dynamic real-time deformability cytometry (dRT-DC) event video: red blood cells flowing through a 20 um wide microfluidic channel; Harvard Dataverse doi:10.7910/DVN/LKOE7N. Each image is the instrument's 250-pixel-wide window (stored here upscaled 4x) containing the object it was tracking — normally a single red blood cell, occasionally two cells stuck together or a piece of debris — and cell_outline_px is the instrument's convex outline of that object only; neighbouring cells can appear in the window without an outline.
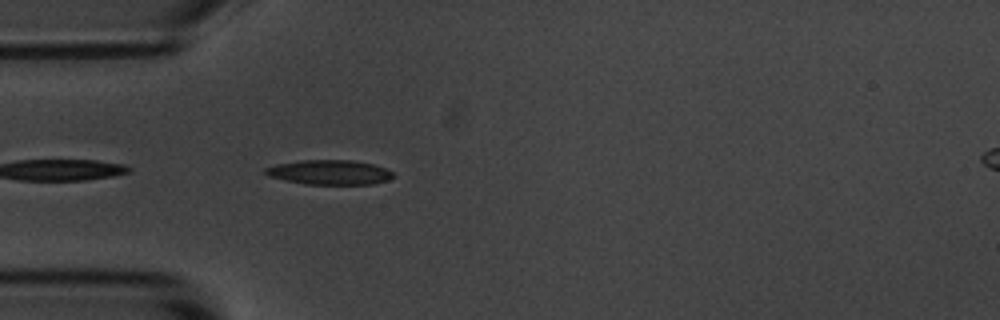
{"species": "common noctule bat (a hibernating species)", "species_latin": "Nyctalus noctula", "temperature_condition": "room temperature", "stored_images_in_passage": 2, "camera_frame_rate_fps": 3000, "um_per_image_px": 0.085, "animal": {"sex": "male", "body_mass_g": 20.1, "forearm_length_mm": 53.5}, "frame": {"image": 1, "passage_image": 2, "time_ms": 1.0, "image_size_px": [1000, 320], "cell_outline_px": [[396, 176], [388, 180], [372, 184], [304, 184], [284, 180], [268, 176], [264, 172], [264, 168], [276, 164], [300, 160], [352, 160], [372, 164], [384, 168], [392, 172]], "centroid_in_image_um": [27.99, 14.64], "position_along_channel_um": 57.0, "area_um2": 18.38}}